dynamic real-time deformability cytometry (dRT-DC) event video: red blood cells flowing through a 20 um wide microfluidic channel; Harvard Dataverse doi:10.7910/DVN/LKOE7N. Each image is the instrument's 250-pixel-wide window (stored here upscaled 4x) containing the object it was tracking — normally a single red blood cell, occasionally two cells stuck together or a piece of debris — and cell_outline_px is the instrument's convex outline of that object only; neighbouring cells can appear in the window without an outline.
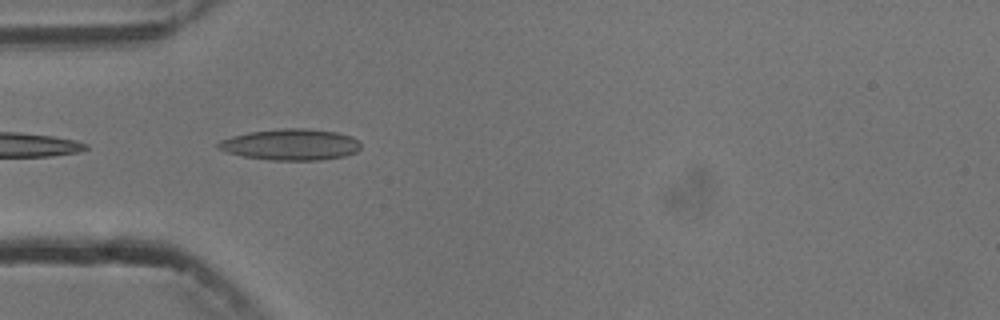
{"species": "common noctule bat (a hibernating species)", "species_latin": "Nyctalus noctula", "temperature_condition": "cold", "stored_images_in_passage": 4, "camera_frame_rate_fps": 3000, "um_per_image_px": 0.085, "animal": {"sex": "male", "body_mass_g": 13.3}, "frame": {"image": 1, "passage_image": 3, "time_ms": 2.333, "image_size_px": [1000, 320], "cell_outline_px": [[360, 148], [356, 152], [344, 156], [320, 160], [268, 160], [244, 156], [228, 152], [216, 148], [216, 144], [220, 140], [232, 136], [248, 132], [284, 128], [304, 128], [336, 132], [352, 136], [360, 144]], "centroid_in_image_um": [24.69, 12.29], "position_along_channel_um": 60.3, "area_um2": 25.89}}
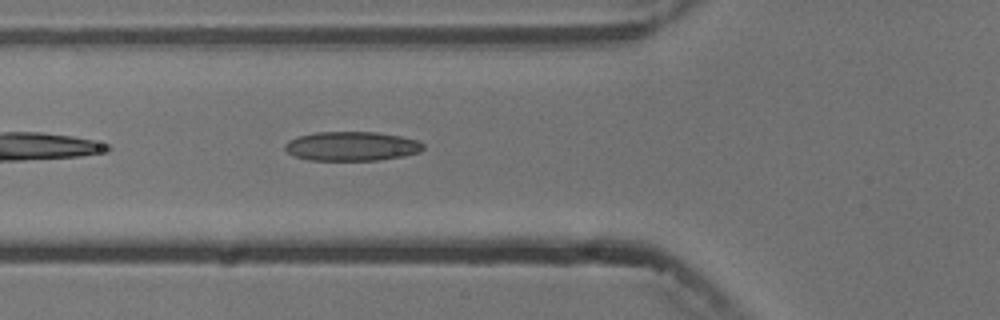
{"frame": {"image": 2, "passage_image": 4, "time_ms": 3.333, "image_size_px": [1000, 320], "cell_outline_px": [[424, 148], [420, 152], [404, 156], [380, 160], [308, 160], [292, 156], [284, 148], [284, 144], [288, 140], [296, 136], [316, 132], [376, 132], [400, 136], [416, 140], [424, 144]], "centroid_in_image_um": [29.86, 12.43], "position_along_channel_um": 95.9, "area_um2": 23.76}}